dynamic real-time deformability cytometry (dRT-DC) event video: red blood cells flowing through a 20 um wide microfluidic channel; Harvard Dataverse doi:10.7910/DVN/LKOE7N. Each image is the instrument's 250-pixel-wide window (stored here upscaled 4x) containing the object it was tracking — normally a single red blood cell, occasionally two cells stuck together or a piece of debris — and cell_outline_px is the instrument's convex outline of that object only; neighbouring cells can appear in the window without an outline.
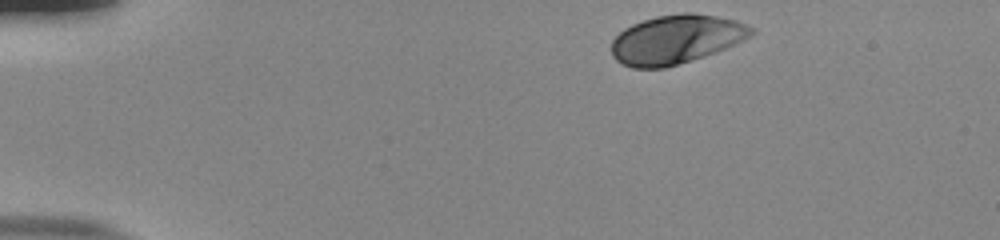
{"species": "human", "species_latin": "Homo sapiens", "temperature_condition": "room temperature", "stored_images_in_passage": 38, "camera_frame_rate_fps": 3000, "um_per_image_px": 0.085, "donor": {"sex": "male"}, "frame": {"image": 1, "passage_image": 1, "time_ms": 0.0, "image_size_px": [1000, 240], "cell_outline_px": [[756, 32], [752, 36], [716, 52], [692, 60], [664, 68], [632, 68], [620, 64], [612, 56], [612, 40], [624, 28], [632, 24], [656, 16], [684, 12], [692, 12], [716, 16], [736, 20], [756, 28]], "centroid_in_image_um": [57.48, 3.34], "position_along_channel_um": 27.5, "area_um2": 40.06}}
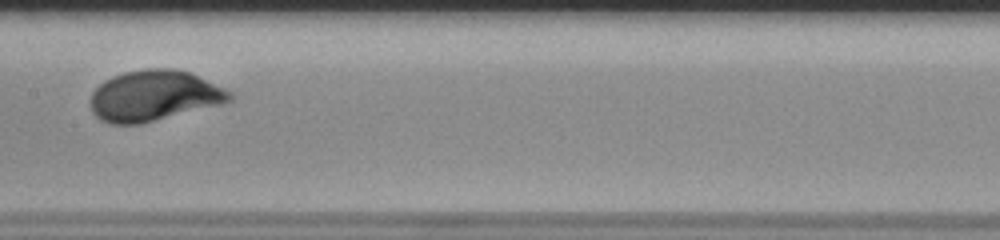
{"frame": {"image": 2, "passage_image": 21, "time_ms": 6.667, "image_size_px": [1000, 240], "cell_outline_px": [[232, 100], [220, 104], [140, 124], [112, 124], [100, 120], [92, 112], [92, 92], [104, 80], [112, 76], [124, 72], [144, 68], [172, 68], [188, 72], [224, 88], [232, 92]], "centroid_in_image_um": [13.07, 8.13], "position_along_channel_um": 194.3, "area_um2": 40.75}}
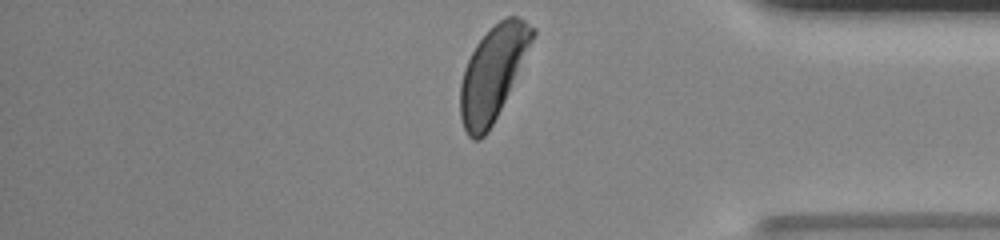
{"frame": {"image": 3, "passage_image": 38, "time_ms": 12.333, "image_size_px": [1000, 240], "cell_outline_px": [[536, 32], [508, 92], [488, 132], [480, 140], [472, 140], [468, 136], [464, 128], [460, 116], [460, 84], [464, 68], [476, 44], [504, 16], [516, 16], [524, 20], [536, 28]], "centroid_in_image_um": [41.86, 6.23], "position_along_channel_um": 393.3, "area_um2": 38.38}, "authors_computed_cell_mechanics": {"area_um2": 39.6219, "velocity_mm_per_s": 3.7965, "shape_relaxation_time_tau1_ms": 2.4703, "shape_relaxation_time_tau2_ms": null, "deformation_change_tau1": 0.1671, "deformation_change_tau2": null}}